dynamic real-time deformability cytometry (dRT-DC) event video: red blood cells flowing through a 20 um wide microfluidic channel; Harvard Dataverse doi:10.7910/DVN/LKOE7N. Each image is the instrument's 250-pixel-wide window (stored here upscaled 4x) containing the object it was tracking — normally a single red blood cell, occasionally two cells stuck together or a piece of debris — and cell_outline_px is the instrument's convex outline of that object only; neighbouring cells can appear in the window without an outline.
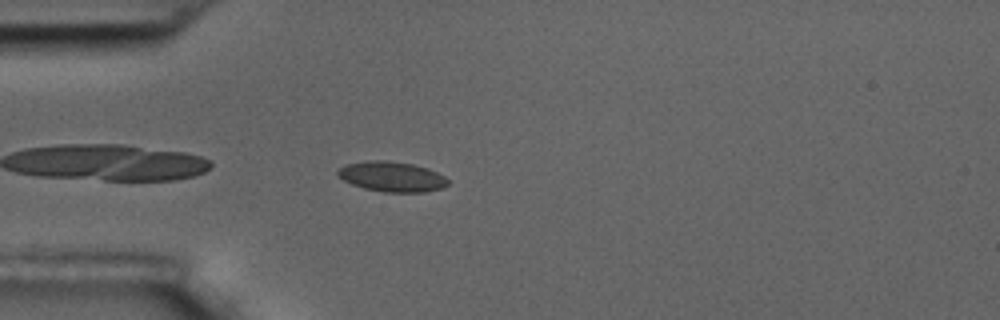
{"species": "common noctule bat (a hibernating species)", "species_latin": "Nyctalus noctula", "temperature_condition": "room temperature", "stored_images_in_passage": 5, "camera_frame_rate_fps": 3000, "um_per_image_px": 0.085, "animal": {"sex": "male", "body_mass_g": 17.5, "forearm_length_mm": 52.3}, "frame": {"image": 1, "passage_image": 5, "time_ms": 1.333, "image_size_px": [1000, 320], "cell_outline_px": [[448, 184], [440, 188], [424, 192], [384, 192], [364, 188], [352, 184], [336, 176], [336, 172], [344, 164], [368, 160], [384, 160], [412, 164], [428, 168], [444, 176], [448, 180]], "centroid_in_image_um": [33.26, 15.0], "position_along_channel_um": 51.7, "area_um2": 19.31}}